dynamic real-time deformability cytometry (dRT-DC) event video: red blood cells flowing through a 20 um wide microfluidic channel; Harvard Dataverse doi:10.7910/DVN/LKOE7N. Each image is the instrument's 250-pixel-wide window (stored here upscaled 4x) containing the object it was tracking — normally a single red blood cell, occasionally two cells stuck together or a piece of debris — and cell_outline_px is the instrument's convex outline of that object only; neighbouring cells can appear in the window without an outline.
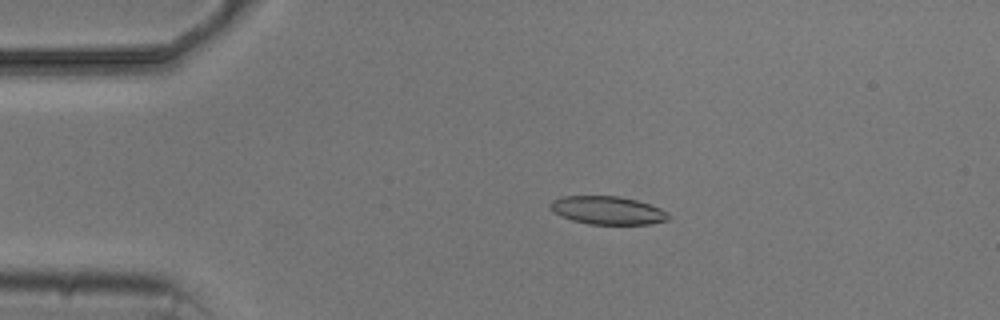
{"species": "common noctule bat (a hibernating species)", "species_latin": "Nyctalus noctula", "temperature_condition": "cold", "stored_images_in_passage": 5, "camera_frame_rate_fps": 3000, "um_per_image_px": 0.085, "animal": {"sex": "male", "body_mass_g": 20.5, "forearm_length_mm": 52.5}, "frame": {"image": 1, "passage_image": 2, "time_ms": 1.0, "image_size_px": [1000, 320], "cell_outline_px": [[672, 216], [668, 220], [648, 224], [588, 224], [572, 220], [552, 212], [548, 208], [548, 204], [552, 200], [564, 196], [620, 196], [636, 200], [660, 208], [668, 212]], "centroid_in_image_um": [51.63, 17.88], "position_along_channel_um": 33.4, "area_um2": 19.54}}
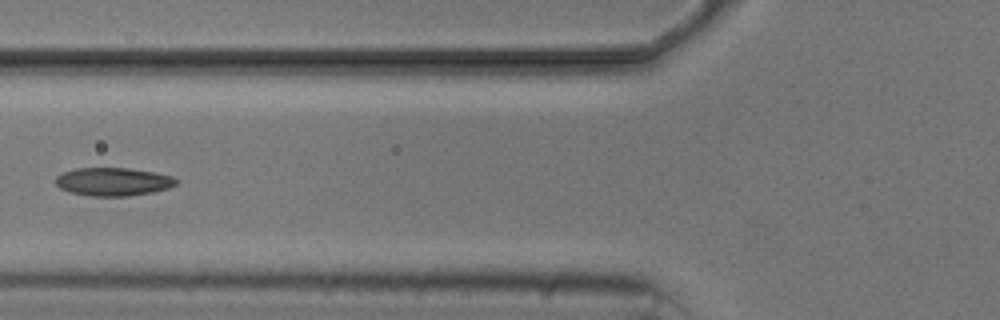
{"frame": {"image": 2, "passage_image": 4, "time_ms": 4.333, "image_size_px": [1000, 320], "cell_outline_px": [[180, 180], [176, 184], [168, 188], [152, 192], [128, 196], [92, 196], [72, 192], [60, 188], [56, 184], [56, 176], [64, 172], [76, 168], [128, 168], [152, 172], [172, 176]], "centroid_in_image_um": [9.64, 15.44], "position_along_channel_um": 116.2, "area_um2": 19.65}}
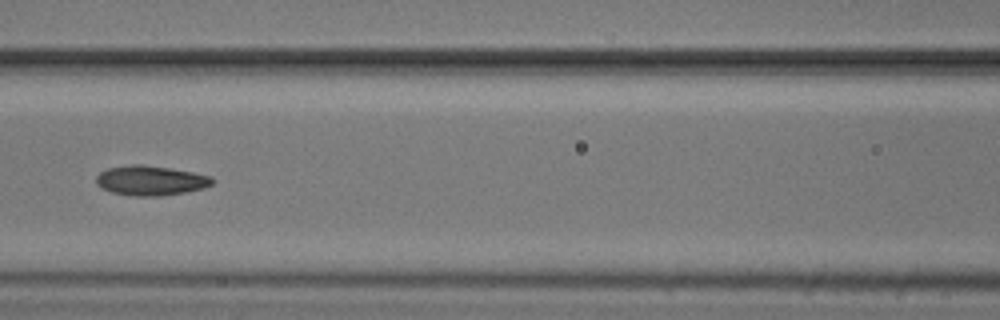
{"frame": {"image": 3, "passage_image": 5, "time_ms": 5.333, "image_size_px": [1000, 320], "cell_outline_px": [[216, 180], [212, 184], [204, 188], [184, 192], [160, 196], [136, 196], [112, 192], [100, 188], [96, 184], [96, 176], [100, 172], [108, 168], [132, 164], [144, 164], [192, 172], [212, 176]], "centroid_in_image_um": [12.8, 15.34], "position_along_channel_um": 153.8, "area_um2": 20.17}}